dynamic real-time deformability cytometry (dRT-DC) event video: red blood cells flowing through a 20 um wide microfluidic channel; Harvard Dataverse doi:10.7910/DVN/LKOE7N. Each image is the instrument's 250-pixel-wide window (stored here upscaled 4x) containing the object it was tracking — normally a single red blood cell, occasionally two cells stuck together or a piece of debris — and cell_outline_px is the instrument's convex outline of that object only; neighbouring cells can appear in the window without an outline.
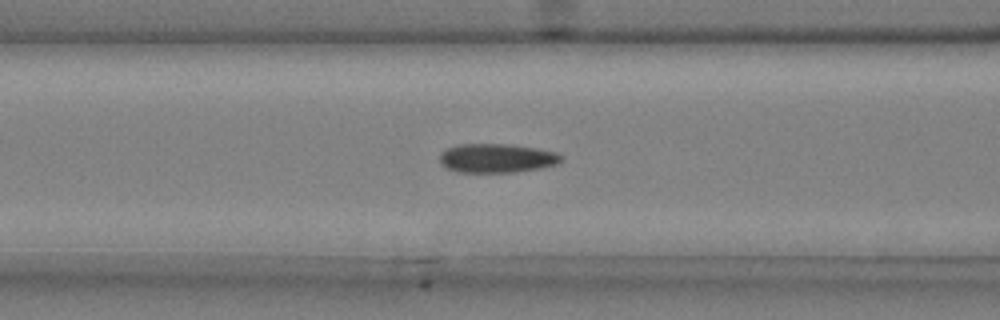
{"species": "common noctule bat (a hibernating species)", "species_latin": "Nyctalus noctula", "temperature_condition": "cold", "stored_images_in_passage": 38, "camera_frame_rate_fps": 3000, "um_per_image_px": 0.085, "animal": {"sex": "male", "body_mass_g": 20.4}, "frame": {"image": 1, "passage_image": 12, "time_ms": 3.667, "image_size_px": [1000, 320], "cell_outline_px": [[564, 160], [560, 164], [540, 168], [516, 172], [456, 172], [440, 164], [440, 152], [456, 144], [512, 144], [536, 148], [556, 152], [564, 156]], "centroid_in_image_um": [42.26, 13.44], "position_along_channel_um": 124.3, "area_um2": 20.87}}
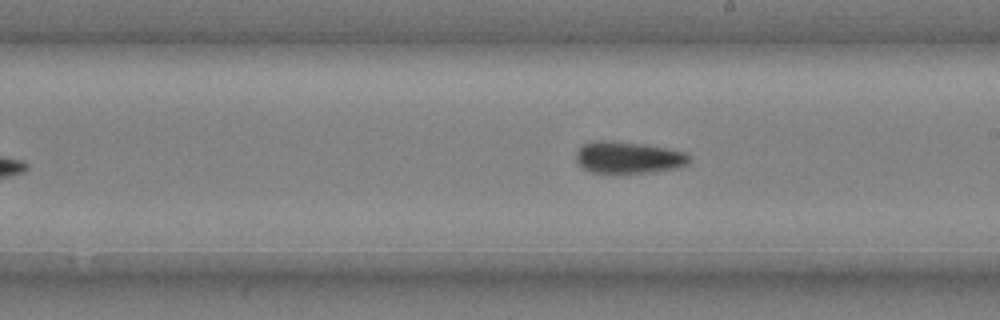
{"frame": {"image": 2, "passage_image": 21, "time_ms": 6.667, "image_size_px": [1000, 320], "cell_outline_px": [[688, 164], [676, 168], [652, 172], [620, 176], [592, 172], [584, 168], [576, 160], [576, 152], [584, 144], [600, 140], [612, 140], [644, 144], [688, 152]], "centroid_in_image_um": [53.4, 13.42], "position_along_channel_um": 235.6, "area_um2": 21.62}}
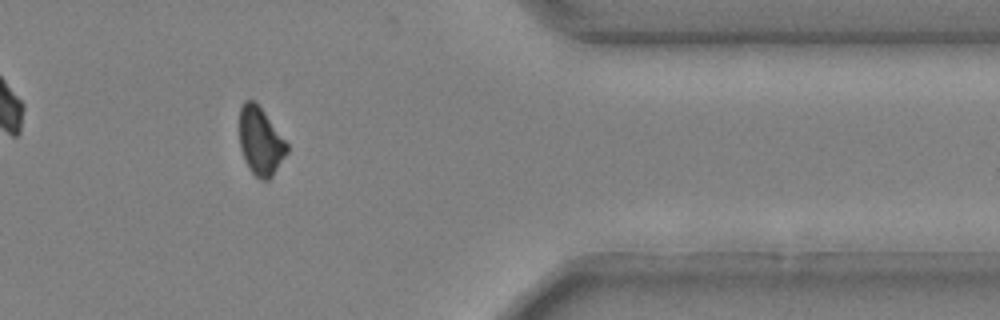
{"frame": {"image": 3, "passage_image": 35, "time_ms": 11.333, "image_size_px": [1000, 320], "cell_outline_px": [[288, 152], [272, 176], [268, 180], [260, 180], [248, 168], [244, 160], [240, 148], [240, 108], [244, 100], [252, 100], [260, 108], [288, 144]], "centroid_in_image_um": [22.13, 12.05], "position_along_channel_um": 389.3, "area_um2": 18.5}}